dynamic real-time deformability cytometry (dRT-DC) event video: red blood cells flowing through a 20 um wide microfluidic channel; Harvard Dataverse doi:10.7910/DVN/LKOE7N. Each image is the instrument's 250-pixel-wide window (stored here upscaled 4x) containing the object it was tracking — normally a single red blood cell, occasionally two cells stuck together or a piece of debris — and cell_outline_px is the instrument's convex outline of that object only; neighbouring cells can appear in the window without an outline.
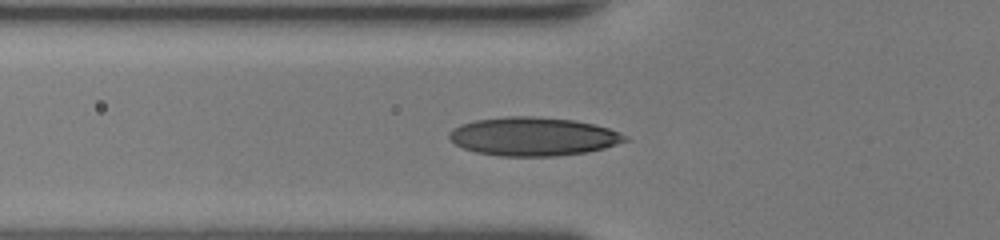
{"species": "human", "species_latin": "Homo sapiens", "temperature_condition": "room temperature", "stored_images_in_passage": 33, "camera_frame_rate_fps": 3000, "um_per_image_px": 0.085, "donor": {"sex": "female"}, "frame": {"image": 1, "passage_image": 2, "time_ms": 0.333, "image_size_px": [1000, 240], "cell_outline_px": [[632, 140], [604, 148], [588, 152], [556, 156], [500, 156], [476, 152], [464, 148], [456, 144], [448, 136], [448, 132], [452, 128], [460, 124], [476, 120], [508, 116], [532, 116], [572, 120], [592, 124], [608, 128], [620, 132], [628, 136]], "centroid_in_image_um": [45.35, 11.61], "position_along_channel_um": 80.5, "area_um2": 39.59}}
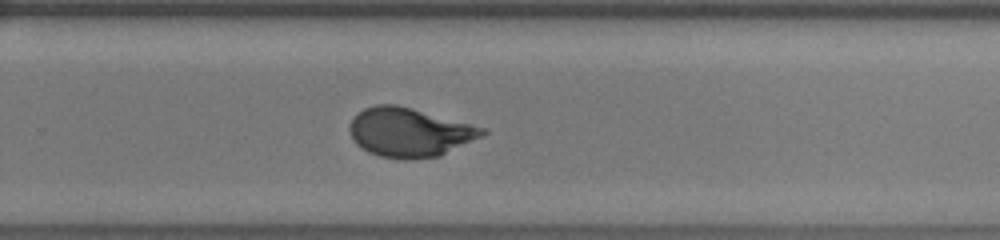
{"frame": {"image": 2, "passage_image": 17, "time_ms": 5.333, "image_size_px": [1000, 240], "cell_outline_px": [[488, 132], [484, 136], [440, 156], [408, 160], [404, 160], [380, 156], [368, 152], [356, 144], [352, 140], [348, 128], [352, 120], [364, 108], [376, 104], [396, 104], [412, 108], [484, 128]], "centroid_in_image_um": [34.8, 11.26], "position_along_channel_um": 295.0, "area_um2": 37.92}}
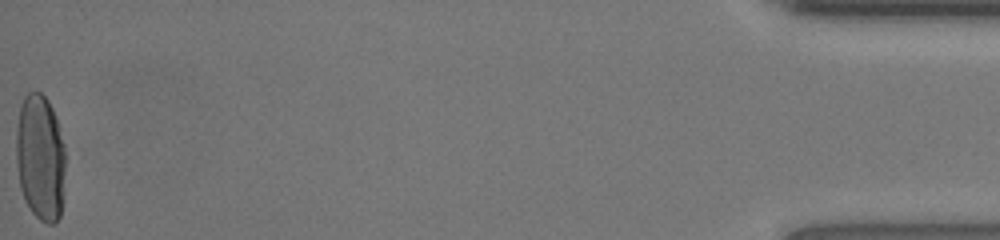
{"frame": {"image": 3, "passage_image": 33, "time_ms": 10.667, "image_size_px": [1000, 240], "cell_outline_px": [[64, 172], [60, 216], [52, 224], [48, 224], [40, 220], [32, 212], [24, 200], [20, 188], [16, 164], [16, 128], [20, 104], [24, 96], [28, 92], [40, 92], [48, 100], [56, 116], [64, 144]], "centroid_in_image_um": [3.4, 13.36], "position_along_channel_um": 431.8, "area_um2": 36.47}, "authors_computed_cell_mechanics": {"area_um2": 37.3388, "velocity_mm_per_s": 4.2984, "shape_relaxation_time_tau1_ms": 4.7997, "shape_relaxation_time_tau2_ms": null, "deformation_change_tau1": 0.2179, "deformation_change_tau2": null}}